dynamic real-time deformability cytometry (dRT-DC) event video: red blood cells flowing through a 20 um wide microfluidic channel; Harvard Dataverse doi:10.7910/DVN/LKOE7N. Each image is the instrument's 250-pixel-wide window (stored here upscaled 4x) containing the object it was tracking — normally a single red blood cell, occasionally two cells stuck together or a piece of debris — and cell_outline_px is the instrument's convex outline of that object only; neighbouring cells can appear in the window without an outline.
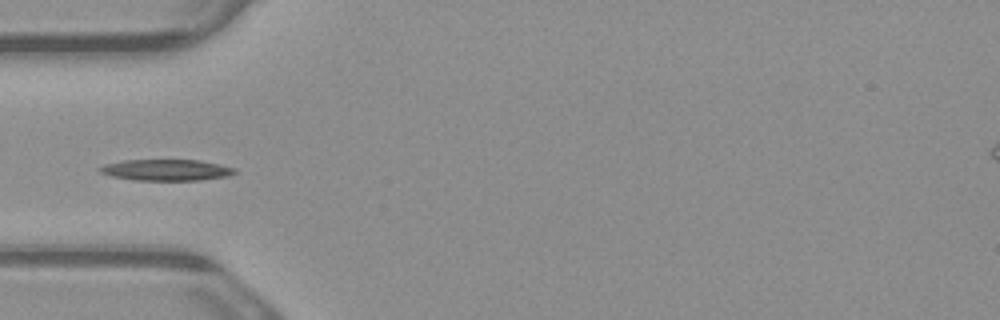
{"species": "common noctule bat (a hibernating species)", "species_latin": "Nyctalus noctula", "temperature_condition": "warm", "stored_images_in_passage": 7, "camera_frame_rate_fps": 3000, "um_per_image_px": 0.085, "animal": {"sex": "male", "body_mass_g": 23.1, "forearm_length_mm": 52.7}, "frame": {"image": 1, "passage_image": 4, "time_ms": 1.0, "image_size_px": [1000, 320], "cell_outline_px": [[236, 172], [228, 176], [200, 180], [136, 180], [112, 176], [100, 172], [96, 168], [104, 164], [120, 160], [200, 160], [220, 164], [236, 168]], "centroid_in_image_um": [14.12, 14.44], "position_along_channel_um": 70.9, "area_um2": 16.76}}
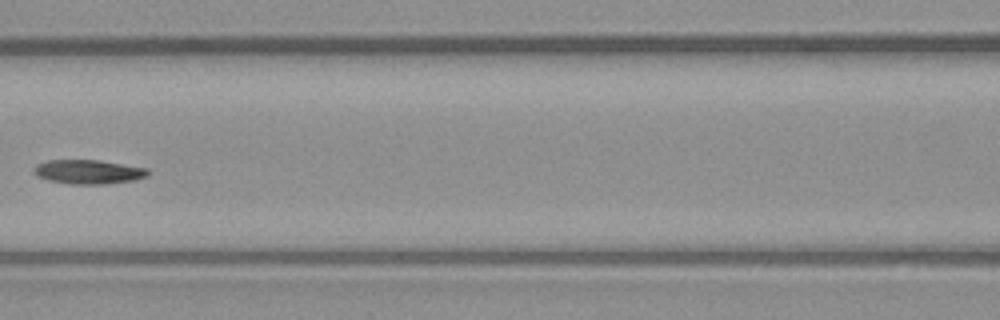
{"frame": {"image": 2, "passage_image": 6, "time_ms": 1.667, "image_size_px": [1000, 320], "cell_outline_px": [[148, 176], [136, 180], [104, 184], [72, 184], [48, 180], [36, 176], [32, 172], [32, 168], [36, 164], [48, 160], [100, 160], [148, 168]], "centroid_in_image_um": [7.49, 14.6], "position_along_channel_um": 159.1, "area_um2": 16.24}}
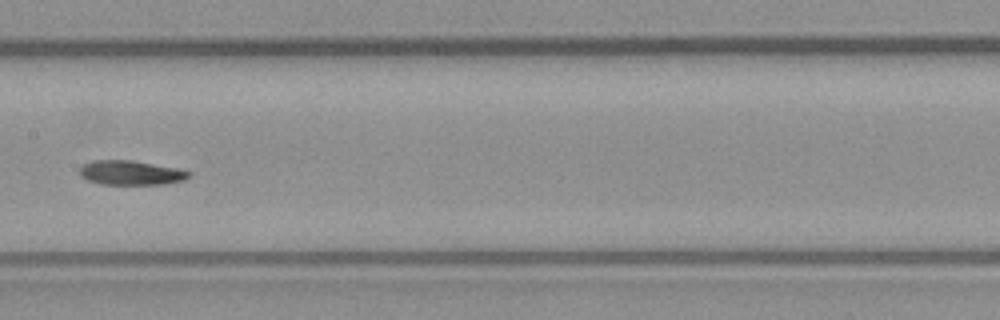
{"frame": {"image": 3, "passage_image": 7, "time_ms": 2.0, "image_size_px": [1000, 320], "cell_outline_px": [[192, 176], [184, 180], [164, 184], [100, 184], [88, 180], [80, 176], [80, 168], [84, 164], [92, 160], [132, 160], [176, 168], [192, 172]], "centroid_in_image_um": [11.14, 14.68], "position_along_channel_um": 196.3, "area_um2": 15.55}}